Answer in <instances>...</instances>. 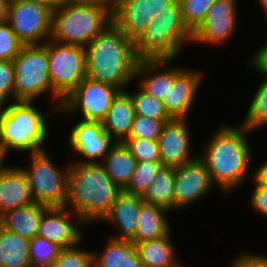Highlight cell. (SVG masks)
<instances>
[{
    "label": "cell",
    "mask_w": 267,
    "mask_h": 267,
    "mask_svg": "<svg viewBox=\"0 0 267 267\" xmlns=\"http://www.w3.org/2000/svg\"><path fill=\"white\" fill-rule=\"evenodd\" d=\"M250 133L252 134L241 123L238 126L222 123L209 136L205 145L202 144V151L197 150L205 162L213 184L218 186V190L224 195L236 191L235 189L248 179L252 181L250 164L253 150L249 144Z\"/></svg>",
    "instance_id": "cell-1"
},
{
    "label": "cell",
    "mask_w": 267,
    "mask_h": 267,
    "mask_svg": "<svg viewBox=\"0 0 267 267\" xmlns=\"http://www.w3.org/2000/svg\"><path fill=\"white\" fill-rule=\"evenodd\" d=\"M85 49L87 77L113 85L121 91L133 85L139 62L135 45L113 22Z\"/></svg>",
    "instance_id": "cell-2"
},
{
    "label": "cell",
    "mask_w": 267,
    "mask_h": 267,
    "mask_svg": "<svg viewBox=\"0 0 267 267\" xmlns=\"http://www.w3.org/2000/svg\"><path fill=\"white\" fill-rule=\"evenodd\" d=\"M121 192L101 163L69 162L64 207L77 214L86 224L101 222Z\"/></svg>",
    "instance_id": "cell-3"
},
{
    "label": "cell",
    "mask_w": 267,
    "mask_h": 267,
    "mask_svg": "<svg viewBox=\"0 0 267 267\" xmlns=\"http://www.w3.org/2000/svg\"><path fill=\"white\" fill-rule=\"evenodd\" d=\"M34 102L17 100L0 105V150L6 158L10 151L31 154L46 149L48 120L58 116L59 109L53 105L45 114Z\"/></svg>",
    "instance_id": "cell-4"
},
{
    "label": "cell",
    "mask_w": 267,
    "mask_h": 267,
    "mask_svg": "<svg viewBox=\"0 0 267 267\" xmlns=\"http://www.w3.org/2000/svg\"><path fill=\"white\" fill-rule=\"evenodd\" d=\"M192 42L193 32L186 25L181 4L176 0L146 26L134 45L139 60H176Z\"/></svg>",
    "instance_id": "cell-5"
},
{
    "label": "cell",
    "mask_w": 267,
    "mask_h": 267,
    "mask_svg": "<svg viewBox=\"0 0 267 267\" xmlns=\"http://www.w3.org/2000/svg\"><path fill=\"white\" fill-rule=\"evenodd\" d=\"M112 22V14L107 9L61 4L52 11L51 39L62 44L85 47Z\"/></svg>",
    "instance_id": "cell-6"
},
{
    "label": "cell",
    "mask_w": 267,
    "mask_h": 267,
    "mask_svg": "<svg viewBox=\"0 0 267 267\" xmlns=\"http://www.w3.org/2000/svg\"><path fill=\"white\" fill-rule=\"evenodd\" d=\"M48 57L52 101L60 109L63 101L87 75L86 49L49 39Z\"/></svg>",
    "instance_id": "cell-7"
},
{
    "label": "cell",
    "mask_w": 267,
    "mask_h": 267,
    "mask_svg": "<svg viewBox=\"0 0 267 267\" xmlns=\"http://www.w3.org/2000/svg\"><path fill=\"white\" fill-rule=\"evenodd\" d=\"M46 149L29 154L26 173L34 202L47 207H64L67 199L69 162L58 167ZM29 166V167H28Z\"/></svg>",
    "instance_id": "cell-8"
},
{
    "label": "cell",
    "mask_w": 267,
    "mask_h": 267,
    "mask_svg": "<svg viewBox=\"0 0 267 267\" xmlns=\"http://www.w3.org/2000/svg\"><path fill=\"white\" fill-rule=\"evenodd\" d=\"M13 64L15 68L14 101H36L38 97L40 99V96L44 95L51 96L52 101L48 41L40 45H24L13 59Z\"/></svg>",
    "instance_id": "cell-9"
},
{
    "label": "cell",
    "mask_w": 267,
    "mask_h": 267,
    "mask_svg": "<svg viewBox=\"0 0 267 267\" xmlns=\"http://www.w3.org/2000/svg\"><path fill=\"white\" fill-rule=\"evenodd\" d=\"M120 91L113 85L95 81L86 76L63 101L58 115L71 120V117L76 116L75 114H80L81 120L102 122Z\"/></svg>",
    "instance_id": "cell-10"
},
{
    "label": "cell",
    "mask_w": 267,
    "mask_h": 267,
    "mask_svg": "<svg viewBox=\"0 0 267 267\" xmlns=\"http://www.w3.org/2000/svg\"><path fill=\"white\" fill-rule=\"evenodd\" d=\"M8 24L24 45H40L51 39L52 10L25 0H10Z\"/></svg>",
    "instance_id": "cell-11"
},
{
    "label": "cell",
    "mask_w": 267,
    "mask_h": 267,
    "mask_svg": "<svg viewBox=\"0 0 267 267\" xmlns=\"http://www.w3.org/2000/svg\"><path fill=\"white\" fill-rule=\"evenodd\" d=\"M68 141L77 163H101L116 141L104 130L101 121L79 120L72 123ZM78 154V155H77Z\"/></svg>",
    "instance_id": "cell-12"
},
{
    "label": "cell",
    "mask_w": 267,
    "mask_h": 267,
    "mask_svg": "<svg viewBox=\"0 0 267 267\" xmlns=\"http://www.w3.org/2000/svg\"><path fill=\"white\" fill-rule=\"evenodd\" d=\"M176 0H115L113 23L126 33L134 44L144 34L146 26Z\"/></svg>",
    "instance_id": "cell-13"
},
{
    "label": "cell",
    "mask_w": 267,
    "mask_h": 267,
    "mask_svg": "<svg viewBox=\"0 0 267 267\" xmlns=\"http://www.w3.org/2000/svg\"><path fill=\"white\" fill-rule=\"evenodd\" d=\"M238 0H216L208 11L205 21L193 33V44L220 46L227 43L237 32Z\"/></svg>",
    "instance_id": "cell-14"
},
{
    "label": "cell",
    "mask_w": 267,
    "mask_h": 267,
    "mask_svg": "<svg viewBox=\"0 0 267 267\" xmlns=\"http://www.w3.org/2000/svg\"><path fill=\"white\" fill-rule=\"evenodd\" d=\"M216 188L205 162L198 155L196 158L175 167V207L185 210ZM211 191V192H210ZM208 193V194H207Z\"/></svg>",
    "instance_id": "cell-15"
},
{
    "label": "cell",
    "mask_w": 267,
    "mask_h": 267,
    "mask_svg": "<svg viewBox=\"0 0 267 267\" xmlns=\"http://www.w3.org/2000/svg\"><path fill=\"white\" fill-rule=\"evenodd\" d=\"M84 225V226H83ZM86 223L73 211L65 207L48 208L40 221L38 235L61 248L73 247L83 241L81 227Z\"/></svg>",
    "instance_id": "cell-16"
},
{
    "label": "cell",
    "mask_w": 267,
    "mask_h": 267,
    "mask_svg": "<svg viewBox=\"0 0 267 267\" xmlns=\"http://www.w3.org/2000/svg\"><path fill=\"white\" fill-rule=\"evenodd\" d=\"M188 119L167 121L158 137L161 164L176 167L196 158L199 153L192 150V135ZM193 152V153H192Z\"/></svg>",
    "instance_id": "cell-17"
},
{
    "label": "cell",
    "mask_w": 267,
    "mask_h": 267,
    "mask_svg": "<svg viewBox=\"0 0 267 267\" xmlns=\"http://www.w3.org/2000/svg\"><path fill=\"white\" fill-rule=\"evenodd\" d=\"M204 79L203 70L185 67L175 76L173 86L162 100L171 118L187 119L190 117Z\"/></svg>",
    "instance_id": "cell-18"
},
{
    "label": "cell",
    "mask_w": 267,
    "mask_h": 267,
    "mask_svg": "<svg viewBox=\"0 0 267 267\" xmlns=\"http://www.w3.org/2000/svg\"><path fill=\"white\" fill-rule=\"evenodd\" d=\"M174 61L176 60H139L134 82L151 96L163 100L173 86L175 76L184 68L173 67L171 63Z\"/></svg>",
    "instance_id": "cell-19"
},
{
    "label": "cell",
    "mask_w": 267,
    "mask_h": 267,
    "mask_svg": "<svg viewBox=\"0 0 267 267\" xmlns=\"http://www.w3.org/2000/svg\"><path fill=\"white\" fill-rule=\"evenodd\" d=\"M34 202L26 173L20 166L6 164L0 170V216L6 211Z\"/></svg>",
    "instance_id": "cell-20"
},
{
    "label": "cell",
    "mask_w": 267,
    "mask_h": 267,
    "mask_svg": "<svg viewBox=\"0 0 267 267\" xmlns=\"http://www.w3.org/2000/svg\"><path fill=\"white\" fill-rule=\"evenodd\" d=\"M143 199L140 195L128 194L122 191L112 204L109 213L101 222L110 224L116 229L114 239L132 240L138 226V218Z\"/></svg>",
    "instance_id": "cell-21"
},
{
    "label": "cell",
    "mask_w": 267,
    "mask_h": 267,
    "mask_svg": "<svg viewBox=\"0 0 267 267\" xmlns=\"http://www.w3.org/2000/svg\"><path fill=\"white\" fill-rule=\"evenodd\" d=\"M134 117L131 95L122 90L114 98L106 118L102 121L103 128L116 142H123L130 135Z\"/></svg>",
    "instance_id": "cell-22"
},
{
    "label": "cell",
    "mask_w": 267,
    "mask_h": 267,
    "mask_svg": "<svg viewBox=\"0 0 267 267\" xmlns=\"http://www.w3.org/2000/svg\"><path fill=\"white\" fill-rule=\"evenodd\" d=\"M94 267H143L135 244L131 240H106L102 251L93 252Z\"/></svg>",
    "instance_id": "cell-23"
},
{
    "label": "cell",
    "mask_w": 267,
    "mask_h": 267,
    "mask_svg": "<svg viewBox=\"0 0 267 267\" xmlns=\"http://www.w3.org/2000/svg\"><path fill=\"white\" fill-rule=\"evenodd\" d=\"M49 207L33 202L30 205L6 211L0 216V225L27 239L38 235V228L44 212Z\"/></svg>",
    "instance_id": "cell-24"
},
{
    "label": "cell",
    "mask_w": 267,
    "mask_h": 267,
    "mask_svg": "<svg viewBox=\"0 0 267 267\" xmlns=\"http://www.w3.org/2000/svg\"><path fill=\"white\" fill-rule=\"evenodd\" d=\"M170 233L135 244L143 267H184L177 259L176 246L171 241Z\"/></svg>",
    "instance_id": "cell-25"
},
{
    "label": "cell",
    "mask_w": 267,
    "mask_h": 267,
    "mask_svg": "<svg viewBox=\"0 0 267 267\" xmlns=\"http://www.w3.org/2000/svg\"><path fill=\"white\" fill-rule=\"evenodd\" d=\"M169 211L155 204L143 202L140 207L134 244L167 235L171 230Z\"/></svg>",
    "instance_id": "cell-26"
},
{
    "label": "cell",
    "mask_w": 267,
    "mask_h": 267,
    "mask_svg": "<svg viewBox=\"0 0 267 267\" xmlns=\"http://www.w3.org/2000/svg\"><path fill=\"white\" fill-rule=\"evenodd\" d=\"M101 164L104 166L110 179L123 190L134 173L137 160L123 142H116L103 158Z\"/></svg>",
    "instance_id": "cell-27"
},
{
    "label": "cell",
    "mask_w": 267,
    "mask_h": 267,
    "mask_svg": "<svg viewBox=\"0 0 267 267\" xmlns=\"http://www.w3.org/2000/svg\"><path fill=\"white\" fill-rule=\"evenodd\" d=\"M29 241L0 225V267H32Z\"/></svg>",
    "instance_id": "cell-28"
},
{
    "label": "cell",
    "mask_w": 267,
    "mask_h": 267,
    "mask_svg": "<svg viewBox=\"0 0 267 267\" xmlns=\"http://www.w3.org/2000/svg\"><path fill=\"white\" fill-rule=\"evenodd\" d=\"M174 183L175 167L163 166L141 198L144 202L163 207L172 214V211H178L175 207Z\"/></svg>",
    "instance_id": "cell-29"
},
{
    "label": "cell",
    "mask_w": 267,
    "mask_h": 267,
    "mask_svg": "<svg viewBox=\"0 0 267 267\" xmlns=\"http://www.w3.org/2000/svg\"><path fill=\"white\" fill-rule=\"evenodd\" d=\"M261 79L241 121V124L251 132L267 128V78Z\"/></svg>",
    "instance_id": "cell-30"
},
{
    "label": "cell",
    "mask_w": 267,
    "mask_h": 267,
    "mask_svg": "<svg viewBox=\"0 0 267 267\" xmlns=\"http://www.w3.org/2000/svg\"><path fill=\"white\" fill-rule=\"evenodd\" d=\"M126 91L131 95L133 100L135 114L154 119H172L167 114L162 100L151 96L139 85H137V89L133 93L127 89Z\"/></svg>",
    "instance_id": "cell-31"
},
{
    "label": "cell",
    "mask_w": 267,
    "mask_h": 267,
    "mask_svg": "<svg viewBox=\"0 0 267 267\" xmlns=\"http://www.w3.org/2000/svg\"><path fill=\"white\" fill-rule=\"evenodd\" d=\"M163 167L161 162H137L128 185L122 190L128 194L142 195Z\"/></svg>",
    "instance_id": "cell-32"
},
{
    "label": "cell",
    "mask_w": 267,
    "mask_h": 267,
    "mask_svg": "<svg viewBox=\"0 0 267 267\" xmlns=\"http://www.w3.org/2000/svg\"><path fill=\"white\" fill-rule=\"evenodd\" d=\"M62 248L44 237L35 236L29 241L32 267H49Z\"/></svg>",
    "instance_id": "cell-33"
},
{
    "label": "cell",
    "mask_w": 267,
    "mask_h": 267,
    "mask_svg": "<svg viewBox=\"0 0 267 267\" xmlns=\"http://www.w3.org/2000/svg\"><path fill=\"white\" fill-rule=\"evenodd\" d=\"M82 243L62 248L49 267H94L93 251L81 248Z\"/></svg>",
    "instance_id": "cell-34"
},
{
    "label": "cell",
    "mask_w": 267,
    "mask_h": 267,
    "mask_svg": "<svg viewBox=\"0 0 267 267\" xmlns=\"http://www.w3.org/2000/svg\"><path fill=\"white\" fill-rule=\"evenodd\" d=\"M216 0H179L183 18L194 33L205 21L208 11Z\"/></svg>",
    "instance_id": "cell-35"
},
{
    "label": "cell",
    "mask_w": 267,
    "mask_h": 267,
    "mask_svg": "<svg viewBox=\"0 0 267 267\" xmlns=\"http://www.w3.org/2000/svg\"><path fill=\"white\" fill-rule=\"evenodd\" d=\"M123 143L137 162H161L158 140L126 138Z\"/></svg>",
    "instance_id": "cell-36"
},
{
    "label": "cell",
    "mask_w": 267,
    "mask_h": 267,
    "mask_svg": "<svg viewBox=\"0 0 267 267\" xmlns=\"http://www.w3.org/2000/svg\"><path fill=\"white\" fill-rule=\"evenodd\" d=\"M171 119H154L135 114L128 138L158 140L164 124Z\"/></svg>",
    "instance_id": "cell-37"
},
{
    "label": "cell",
    "mask_w": 267,
    "mask_h": 267,
    "mask_svg": "<svg viewBox=\"0 0 267 267\" xmlns=\"http://www.w3.org/2000/svg\"><path fill=\"white\" fill-rule=\"evenodd\" d=\"M23 46L24 44L16 36L8 22L0 23V61H13Z\"/></svg>",
    "instance_id": "cell-38"
},
{
    "label": "cell",
    "mask_w": 267,
    "mask_h": 267,
    "mask_svg": "<svg viewBox=\"0 0 267 267\" xmlns=\"http://www.w3.org/2000/svg\"><path fill=\"white\" fill-rule=\"evenodd\" d=\"M15 68L12 60L0 61V105L14 102Z\"/></svg>",
    "instance_id": "cell-39"
},
{
    "label": "cell",
    "mask_w": 267,
    "mask_h": 267,
    "mask_svg": "<svg viewBox=\"0 0 267 267\" xmlns=\"http://www.w3.org/2000/svg\"><path fill=\"white\" fill-rule=\"evenodd\" d=\"M249 58L246 61L247 68L253 69L252 71L261 77L267 78V38Z\"/></svg>",
    "instance_id": "cell-40"
},
{
    "label": "cell",
    "mask_w": 267,
    "mask_h": 267,
    "mask_svg": "<svg viewBox=\"0 0 267 267\" xmlns=\"http://www.w3.org/2000/svg\"><path fill=\"white\" fill-rule=\"evenodd\" d=\"M229 267H267V255L249 251L238 254L232 259Z\"/></svg>",
    "instance_id": "cell-41"
},
{
    "label": "cell",
    "mask_w": 267,
    "mask_h": 267,
    "mask_svg": "<svg viewBox=\"0 0 267 267\" xmlns=\"http://www.w3.org/2000/svg\"><path fill=\"white\" fill-rule=\"evenodd\" d=\"M252 190L249 199L251 209L260 217L267 218V188L258 187L253 183Z\"/></svg>",
    "instance_id": "cell-42"
},
{
    "label": "cell",
    "mask_w": 267,
    "mask_h": 267,
    "mask_svg": "<svg viewBox=\"0 0 267 267\" xmlns=\"http://www.w3.org/2000/svg\"><path fill=\"white\" fill-rule=\"evenodd\" d=\"M62 4L97 6L107 9L112 15L115 8V0H62Z\"/></svg>",
    "instance_id": "cell-43"
},
{
    "label": "cell",
    "mask_w": 267,
    "mask_h": 267,
    "mask_svg": "<svg viewBox=\"0 0 267 267\" xmlns=\"http://www.w3.org/2000/svg\"><path fill=\"white\" fill-rule=\"evenodd\" d=\"M252 183L258 187L267 188V161L258 166L257 170L251 174Z\"/></svg>",
    "instance_id": "cell-44"
},
{
    "label": "cell",
    "mask_w": 267,
    "mask_h": 267,
    "mask_svg": "<svg viewBox=\"0 0 267 267\" xmlns=\"http://www.w3.org/2000/svg\"><path fill=\"white\" fill-rule=\"evenodd\" d=\"M10 0H0V23L7 22Z\"/></svg>",
    "instance_id": "cell-45"
},
{
    "label": "cell",
    "mask_w": 267,
    "mask_h": 267,
    "mask_svg": "<svg viewBox=\"0 0 267 267\" xmlns=\"http://www.w3.org/2000/svg\"><path fill=\"white\" fill-rule=\"evenodd\" d=\"M25 1H32L35 3L43 4L48 8H50L52 11L57 9L62 4V0H25Z\"/></svg>",
    "instance_id": "cell-46"
},
{
    "label": "cell",
    "mask_w": 267,
    "mask_h": 267,
    "mask_svg": "<svg viewBox=\"0 0 267 267\" xmlns=\"http://www.w3.org/2000/svg\"><path fill=\"white\" fill-rule=\"evenodd\" d=\"M256 3H258L267 18V0H256Z\"/></svg>",
    "instance_id": "cell-47"
},
{
    "label": "cell",
    "mask_w": 267,
    "mask_h": 267,
    "mask_svg": "<svg viewBox=\"0 0 267 267\" xmlns=\"http://www.w3.org/2000/svg\"><path fill=\"white\" fill-rule=\"evenodd\" d=\"M6 159H8V158H6L3 154V152L0 150V170L5 166V163H7V162H5Z\"/></svg>",
    "instance_id": "cell-48"
}]
</instances>
